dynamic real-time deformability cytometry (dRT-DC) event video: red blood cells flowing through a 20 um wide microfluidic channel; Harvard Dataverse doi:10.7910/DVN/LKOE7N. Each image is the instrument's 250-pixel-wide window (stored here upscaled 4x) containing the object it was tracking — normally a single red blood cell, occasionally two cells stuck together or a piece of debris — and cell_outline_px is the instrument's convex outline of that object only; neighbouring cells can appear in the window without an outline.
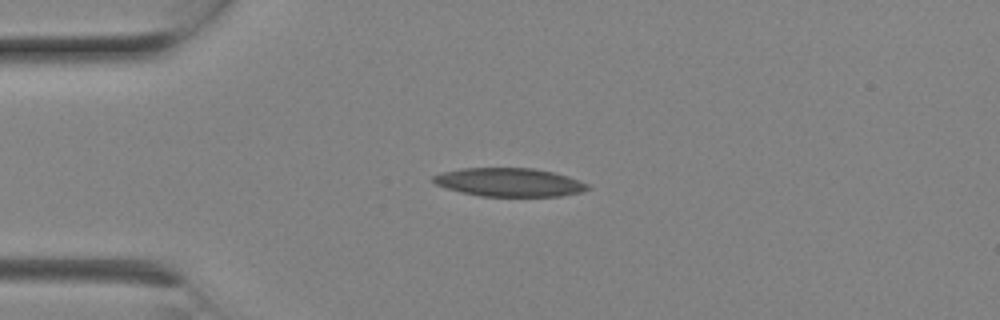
{"species": "Egyptian fruit bat (a non-hibernating species)", "species_latin": "Rousettus aegyptiacus", "temperature_condition": "room temperature", "stored_images_in_passage": 2, "camera_frame_rate_fps": 3000, "um_per_image_px": 0.085, "animal": {"sex": "female"}, "frame": {"image": 1, "passage_image": 1, "time_ms": 0.0, "image_size_px": [1000, 320], "cell_outline_px": [[592, 188], [580, 192], [560, 196], [480, 196], [460, 192], [436, 184], [432, 180], [432, 176], [440, 172], [460, 168], [532, 168], [556, 172], [568, 176], [588, 184]], "centroid_in_image_um": [43.29, 15.48], "position_along_channel_um": 41.7, "area_um2": 25.72}}